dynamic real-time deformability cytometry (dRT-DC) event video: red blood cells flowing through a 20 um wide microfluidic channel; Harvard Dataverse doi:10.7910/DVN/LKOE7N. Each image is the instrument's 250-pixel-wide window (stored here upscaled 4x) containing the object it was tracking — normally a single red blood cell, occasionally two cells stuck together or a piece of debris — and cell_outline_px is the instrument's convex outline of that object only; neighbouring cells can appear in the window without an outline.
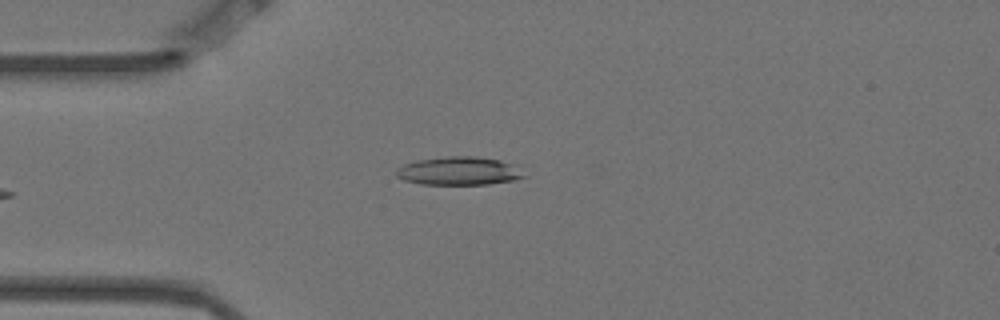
{"species": "Egyptian fruit bat (a non-hibernating species)", "species_latin": "Rousettus aegyptiacus", "temperature_condition": "warm", "stored_images_in_passage": 6, "camera_frame_rate_fps": 3000, "um_per_image_px": 0.085, "animal": {"sex": "female"}, "frame": {"image": 1, "passage_image": 6, "time_ms": 1.667, "image_size_px": [1000, 320], "cell_outline_px": [[528, 176], [512, 180], [488, 184], [420, 184], [404, 180], [396, 176], [396, 168], [404, 164], [416, 160], [452, 156], [476, 156], [500, 160], [512, 164]], "centroid_in_image_um": [38.99, 14.53], "position_along_channel_um": 46.0, "area_um2": 20.98}}